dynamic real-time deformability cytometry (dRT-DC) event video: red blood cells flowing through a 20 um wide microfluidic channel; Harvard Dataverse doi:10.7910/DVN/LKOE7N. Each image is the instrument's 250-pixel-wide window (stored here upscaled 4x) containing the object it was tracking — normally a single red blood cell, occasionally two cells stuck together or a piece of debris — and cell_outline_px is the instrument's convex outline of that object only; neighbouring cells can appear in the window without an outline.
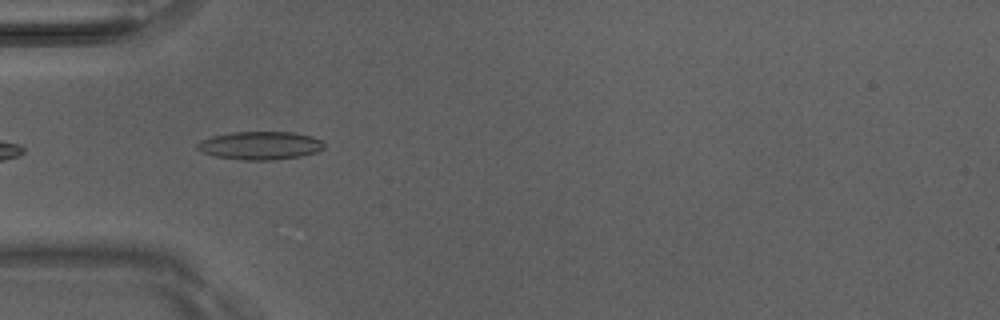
{"species": "Egyptian fruit bat (a non-hibernating species)", "species_latin": "Rousettus aegyptiacus", "temperature_condition": "room temperature", "stored_images_in_passage": 3, "camera_frame_rate_fps": 3000, "um_per_image_px": 0.085, "animal": {"sex": "male"}, "frame": {"image": 1, "passage_image": 3, "time_ms": 0.667, "image_size_px": [1000, 320], "cell_outline_px": [[324, 148], [316, 152], [300, 156], [272, 160], [244, 160], [216, 156], [204, 152], [196, 148], [196, 144], [212, 136], [232, 132], [292, 132], [312, 136], [324, 140]], "centroid_in_image_um": [22.16, 12.36], "position_along_channel_um": 62.8, "area_um2": 20.69}}